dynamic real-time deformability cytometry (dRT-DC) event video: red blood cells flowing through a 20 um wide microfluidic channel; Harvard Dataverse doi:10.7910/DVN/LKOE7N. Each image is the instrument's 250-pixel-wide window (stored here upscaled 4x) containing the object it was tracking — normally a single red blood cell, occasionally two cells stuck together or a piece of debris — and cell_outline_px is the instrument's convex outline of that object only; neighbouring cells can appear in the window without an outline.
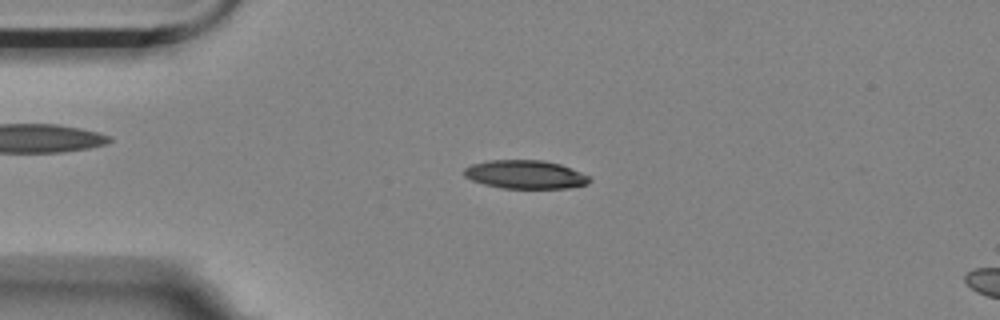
{"species": "Egyptian fruit bat (a non-hibernating species)", "species_latin": "Rousettus aegyptiacus", "temperature_condition": "room temperature", "stored_images_in_passage": 6, "segment_of_instrument_passage": [1, 2], "camera_frame_rate_fps": 3000, "um_per_image_px": 0.085, "animal": {"sex": "female"}, "frame": {"image": 1, "passage_image": 4, "time_ms": 1.0, "image_size_px": [1000, 320], "cell_outline_px": [[592, 180], [588, 184], [568, 188], [500, 188], [484, 184], [472, 180], [464, 176], [464, 168], [472, 164], [488, 160], [544, 160], [560, 164], [580, 172], [588, 176]], "centroid_in_image_um": [44.64, 14.83], "position_along_channel_um": 40.4, "area_um2": 20.81}}